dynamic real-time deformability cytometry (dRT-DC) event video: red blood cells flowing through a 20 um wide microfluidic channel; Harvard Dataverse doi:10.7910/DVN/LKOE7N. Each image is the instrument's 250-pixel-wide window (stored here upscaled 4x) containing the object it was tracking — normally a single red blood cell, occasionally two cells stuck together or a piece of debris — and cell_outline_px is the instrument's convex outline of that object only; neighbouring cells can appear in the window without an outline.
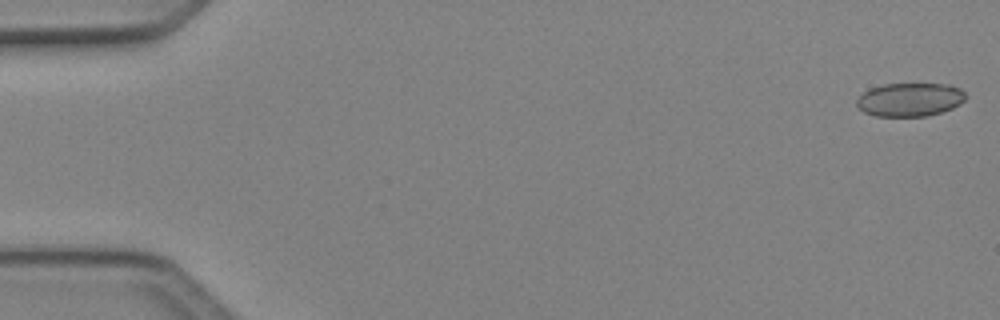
{"species": "Egyptian fruit bat (a non-hibernating species)", "species_latin": "Rousettus aegyptiacus", "temperature_condition": "cold", "stored_images_in_passage": 4, "camera_frame_rate_fps": 3000, "um_per_image_px": 0.085, "animal": {"sex": "female"}, "frame": {"image": 1, "passage_image": 1, "time_ms": 0.0, "image_size_px": [1000, 320], "cell_outline_px": [[968, 96], [960, 104], [952, 108], [928, 116], [876, 116], [864, 112], [856, 104], [856, 100], [868, 88], [884, 84], [948, 84], [960, 88]], "centroid_in_image_um": [77.35, 8.46], "position_along_channel_um": 7.7, "area_um2": 21.33}}
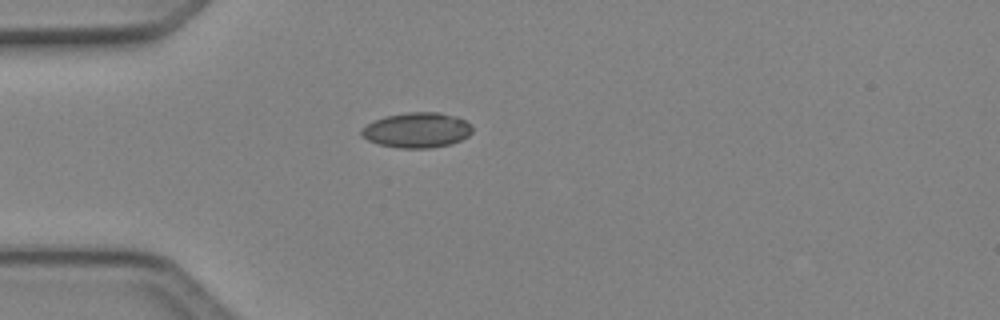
{"frame": {"image": 2, "passage_image": 4, "time_ms": 1.0, "image_size_px": [1000, 320], "cell_outline_px": [[472, 132], [468, 136], [460, 140], [448, 144], [432, 148], [400, 148], [380, 144], [368, 140], [360, 136], [360, 132], [368, 124], [384, 116], [408, 112], [436, 112], [456, 116], [472, 124]], "centroid_in_image_um": [35.45, 11.06], "position_along_channel_um": 49.5, "area_um2": 22.6}}